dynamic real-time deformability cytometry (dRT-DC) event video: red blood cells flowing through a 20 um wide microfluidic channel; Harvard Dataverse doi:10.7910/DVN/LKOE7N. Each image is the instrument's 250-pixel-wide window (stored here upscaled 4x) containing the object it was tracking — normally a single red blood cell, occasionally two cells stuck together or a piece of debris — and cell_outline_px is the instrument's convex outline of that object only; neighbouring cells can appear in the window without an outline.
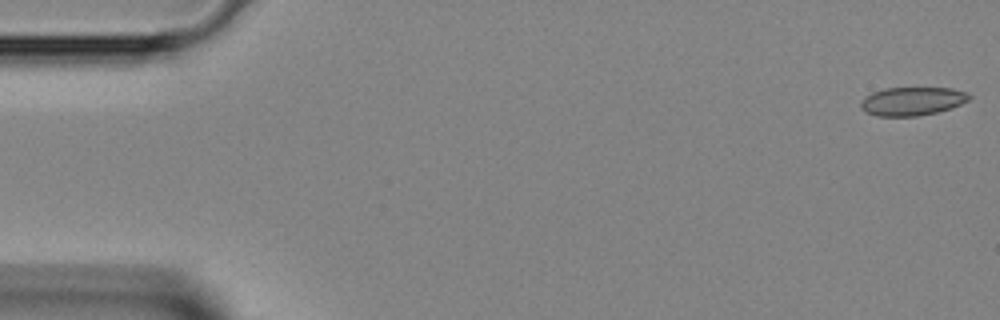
{"species": "Egyptian fruit bat (a non-hibernating species)", "species_latin": "Rousettus aegyptiacus", "temperature_condition": "room temperature", "stored_images_in_passage": 43, "camera_frame_rate_fps": 3000, "um_per_image_px": 0.085, "animal": {"sex": "female"}, "frame": {"image": 1, "passage_image": 1, "time_ms": 0.0, "image_size_px": [1000, 320], "cell_outline_px": [[972, 96], [968, 100], [952, 108], [936, 112], [916, 116], [876, 116], [860, 108], [860, 100], [864, 96], [872, 92], [884, 88], [952, 88], [968, 92]], "centroid_in_image_um": [77.52, 8.59], "position_along_channel_um": 7.5, "area_um2": 18.09}}
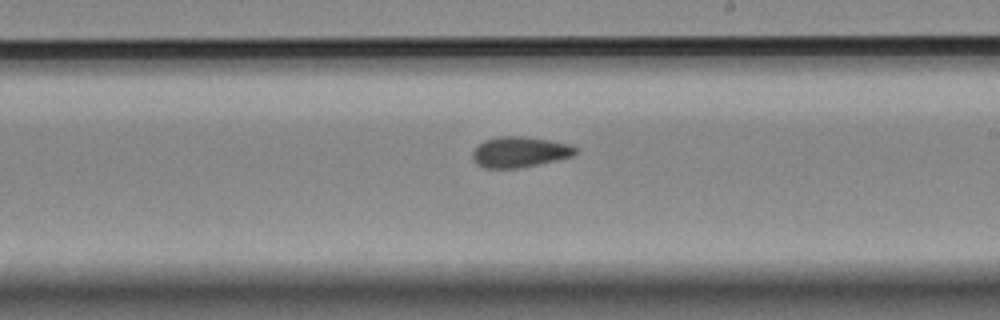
{"frame": {"image": 2, "passage_image": 25, "time_ms": 8.0, "image_size_px": [1000, 320], "cell_outline_px": [[576, 152], [572, 156], [556, 160], [516, 168], [484, 168], [476, 164], [472, 156], [472, 152], [484, 140], [500, 136], [520, 136], [548, 140], [572, 144], [576, 148]], "centroid_in_image_um": [44.16, 12.91], "position_along_channel_um": 244.8, "area_um2": 18.15}}
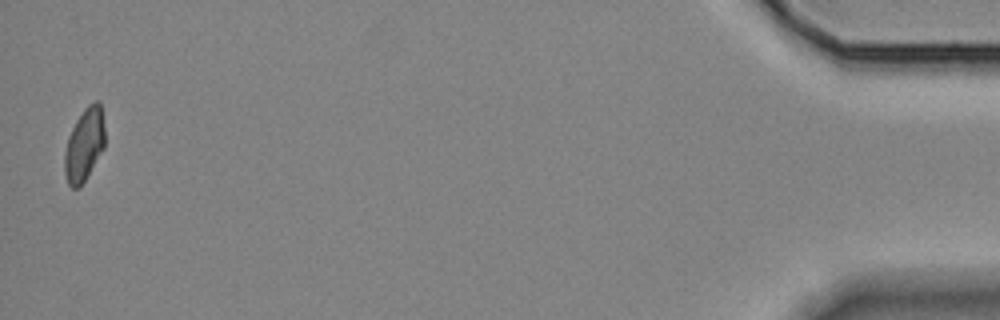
{"frame": {"image": 3, "passage_image": 43, "time_ms": 14.0, "image_size_px": [1000, 320], "cell_outline_px": [[104, 148], [80, 188], [72, 188], [68, 184], [64, 172], [64, 152], [68, 136], [76, 120], [84, 108], [88, 104], [96, 100], [100, 104], [104, 128]], "centroid_in_image_um": [7.14, 12.32], "position_along_channel_um": 428.1, "area_um2": 17.11}}